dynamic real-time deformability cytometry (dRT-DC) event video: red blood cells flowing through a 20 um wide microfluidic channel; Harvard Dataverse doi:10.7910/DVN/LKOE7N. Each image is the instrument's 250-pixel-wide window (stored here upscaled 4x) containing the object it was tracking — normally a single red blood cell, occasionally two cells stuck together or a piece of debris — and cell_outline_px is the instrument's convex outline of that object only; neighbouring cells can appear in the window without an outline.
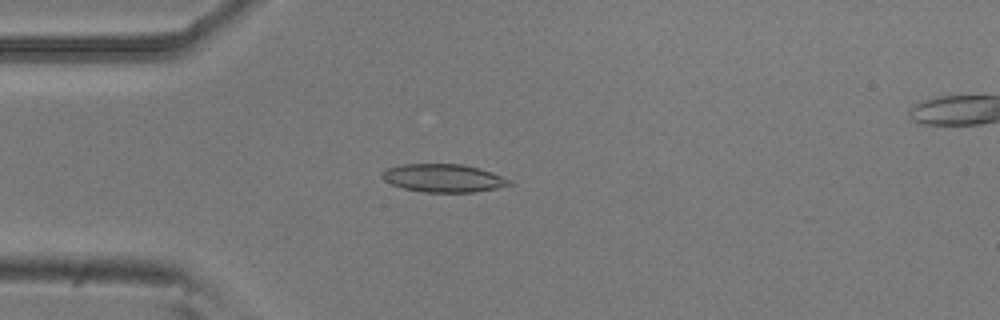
{"species": "common noctule bat (a hibernating species)", "species_latin": "Nyctalus noctula", "temperature_condition": "room temperature", "stored_images_in_passage": 46, "camera_frame_rate_fps": 3000, "um_per_image_px": 0.085, "animal": {"sex": "male", "body_mass_g": 20.5, "forearm_length_mm": 52.5}, "frame": {"image": 1, "passage_image": 14, "time_ms": 4.333, "image_size_px": [1000, 320], "cell_outline_px": [[512, 184], [496, 188], [476, 192], [424, 192], [404, 188], [392, 184], [384, 180], [380, 176], [380, 172], [388, 168], [400, 164], [464, 164], [480, 168], [492, 172], [512, 180]], "centroid_in_image_um": [37.69, 15.13], "position_along_channel_um": 47.3, "area_um2": 20.92}}
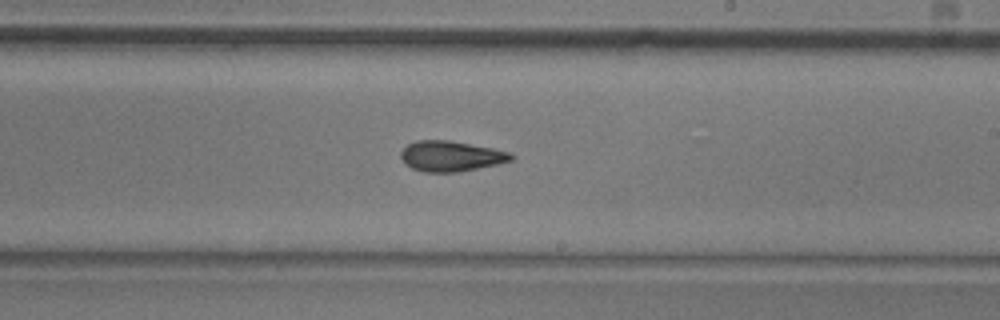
{"frame": {"image": 2, "passage_image": 31, "time_ms": 10.0, "image_size_px": [1000, 320], "cell_outline_px": [[516, 156], [512, 160], [496, 164], [456, 172], [424, 172], [412, 168], [404, 164], [400, 156], [400, 152], [408, 144], [416, 140], [452, 140], [512, 152]], "centroid_in_image_um": [38.32, 13.26], "position_along_channel_um": 250.7, "area_um2": 19.65}}
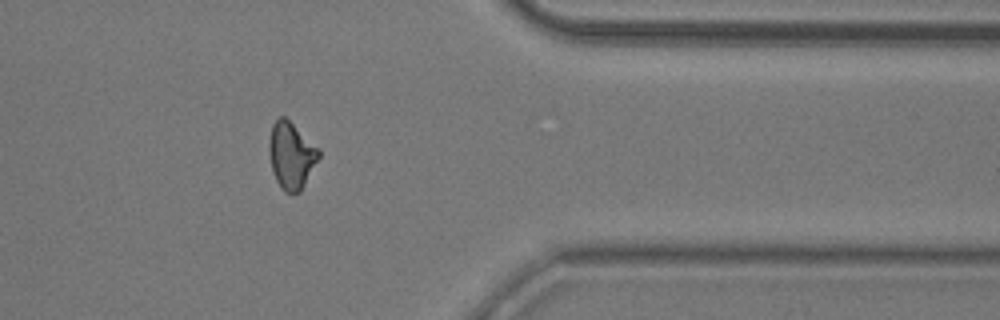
{"frame": {"image": 3, "passage_image": 43, "time_ms": 14.0, "image_size_px": [1000, 320], "cell_outline_px": [[320, 156], [300, 192], [284, 192], [280, 188], [272, 172], [268, 152], [268, 140], [272, 124], [280, 116], [284, 116], [320, 148]], "centroid_in_image_um": [24.74, 13.2], "position_along_channel_um": 386.7, "area_um2": 19.48}, "authors_computed_cell_mechanics": {"area_um2": 19.7676, "velocity_mm_per_s": 3.8152, "shape_relaxation_time_tau1_ms": null, "shape_relaxation_time_tau2_ms": 3.3328, "deformation_change_tau1": null, "deformation_change_tau2": 0.1144}}